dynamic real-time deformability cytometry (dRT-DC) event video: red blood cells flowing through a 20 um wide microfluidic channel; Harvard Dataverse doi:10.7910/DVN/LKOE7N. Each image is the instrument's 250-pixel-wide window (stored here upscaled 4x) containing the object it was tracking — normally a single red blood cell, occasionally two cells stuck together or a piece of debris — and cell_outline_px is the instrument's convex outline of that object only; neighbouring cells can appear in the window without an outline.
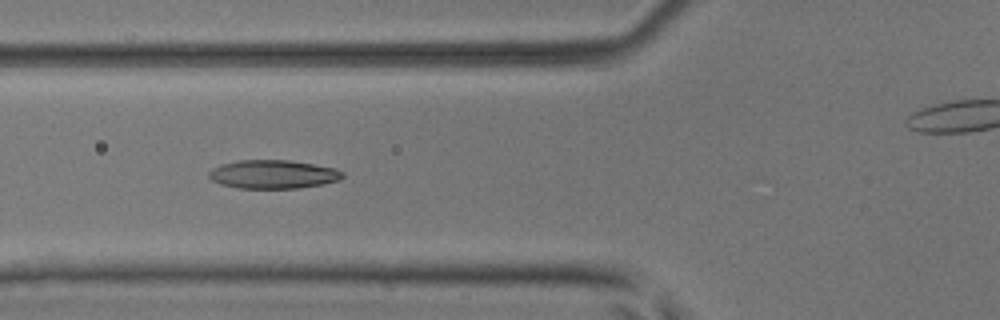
{"species": "common noctule bat (a hibernating species)", "species_latin": "Nyctalus noctula", "temperature_condition": "room temperature", "stored_images_in_passage": 4, "camera_frame_rate_fps": 3000, "um_per_image_px": 0.085, "animal": {"sex": "male", "body_mass_g": 17.9, "forearm_length_mm": 54.2}, "frame": {"image": 1, "passage_image": 2, "time_ms": 0.333, "image_size_px": [1000, 320], "cell_outline_px": [[344, 176], [340, 180], [324, 184], [300, 188], [240, 188], [220, 184], [212, 180], [208, 176], [208, 172], [212, 168], [220, 164], [240, 160], [288, 160], [336, 168], [344, 172]], "centroid_in_image_um": [23.22, 14.81], "position_along_channel_um": 102.6, "area_um2": 22.37}}
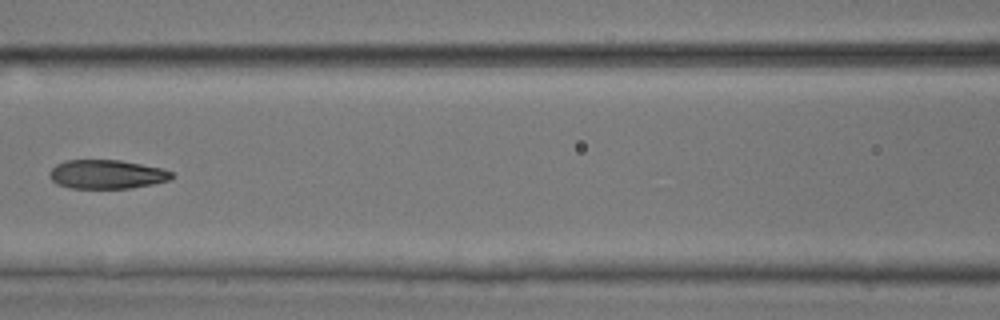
{"frame": {"image": 2, "passage_image": 3, "time_ms": 0.667, "image_size_px": [1000, 320], "cell_outline_px": [[172, 176], [168, 180], [152, 184], [128, 188], [72, 188], [56, 184], [48, 176], [48, 172], [56, 164], [64, 160], [120, 160], [164, 168], [172, 172]], "centroid_in_image_um": [9.03, 14.8], "position_along_channel_um": 157.6, "area_um2": 20.63}}